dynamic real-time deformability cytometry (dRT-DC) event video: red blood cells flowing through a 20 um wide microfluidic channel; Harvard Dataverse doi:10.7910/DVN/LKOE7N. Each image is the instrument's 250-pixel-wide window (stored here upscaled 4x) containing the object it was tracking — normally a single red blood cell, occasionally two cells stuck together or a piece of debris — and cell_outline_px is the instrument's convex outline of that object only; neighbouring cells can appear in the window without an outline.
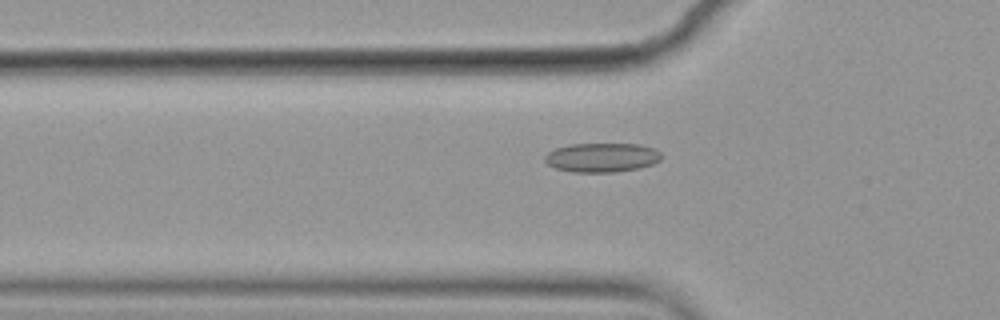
{"species": "common noctule bat (a hibernating species)", "species_latin": "Nyctalus noctula", "temperature_condition": "cold", "stored_images_in_passage": 57, "camera_frame_rate_fps": 3000, "um_per_image_px": 0.085, "animal": {"sex": "female", "body_mass_g": 19.9}, "frame": {"image": 1, "passage_image": 19, "time_ms": 6.0, "image_size_px": [1000, 320], "cell_outline_px": [[664, 156], [660, 160], [652, 164], [640, 168], [616, 172], [572, 172], [556, 168], [548, 164], [544, 160], [544, 156], [548, 152], [556, 148], [572, 144], [640, 144], [652, 148], [660, 152]], "centroid_in_image_um": [51.18, 13.39], "position_along_channel_um": 74.6, "area_um2": 19.88}}
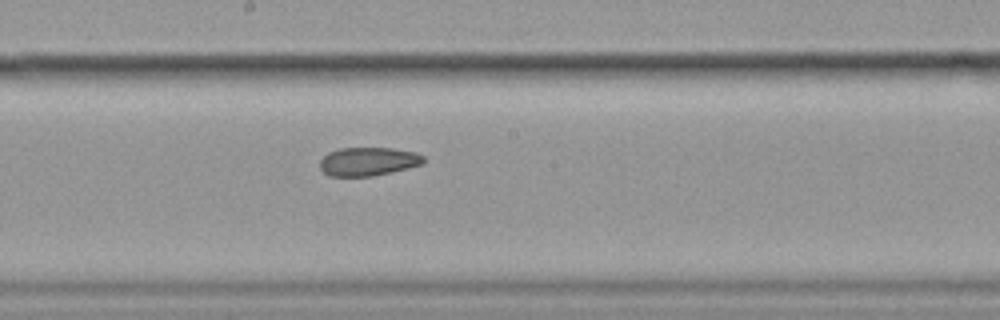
{"frame": {"image": 2, "passage_image": 31, "time_ms": 10.0, "image_size_px": [1000, 320], "cell_outline_px": [[424, 164], [372, 176], [328, 176], [320, 168], [320, 160], [328, 152], [340, 148], [392, 148], [416, 152], [424, 156]], "centroid_in_image_um": [31.29, 13.72], "position_along_channel_um": 216.9, "area_um2": 17.22}}
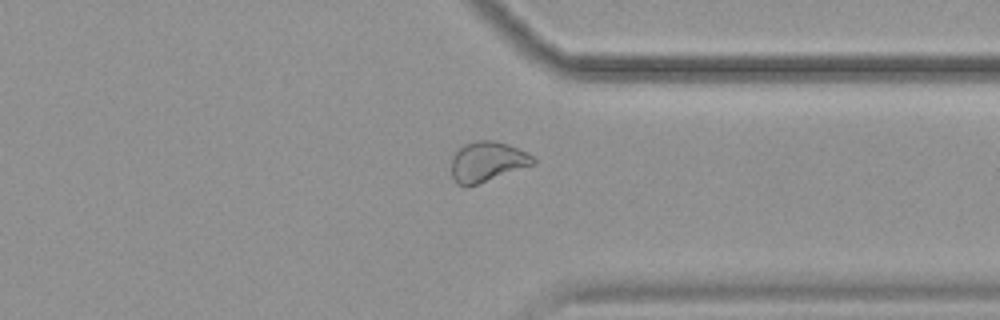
{"frame": {"image": 3, "passage_image": 44, "time_ms": 14.333, "image_size_px": [1000, 320], "cell_outline_px": [[536, 164], [476, 184], [456, 184], [452, 176], [452, 156], [464, 144], [476, 140], [496, 140], [508, 144], [532, 156], [536, 160]], "centroid_in_image_um": [41.42, 13.72], "position_along_channel_um": 370.0, "area_um2": 18.79}, "authors_computed_cell_mechanics": {"area_um2": 19.9988, "velocity_mm_per_s": 3.5579, "shape_relaxation_time_tau1_ms": null, "shape_relaxation_time_tau2_ms": 4.0974, "deformation_change_tau1": null, "deformation_change_tau2": 0.0866}}